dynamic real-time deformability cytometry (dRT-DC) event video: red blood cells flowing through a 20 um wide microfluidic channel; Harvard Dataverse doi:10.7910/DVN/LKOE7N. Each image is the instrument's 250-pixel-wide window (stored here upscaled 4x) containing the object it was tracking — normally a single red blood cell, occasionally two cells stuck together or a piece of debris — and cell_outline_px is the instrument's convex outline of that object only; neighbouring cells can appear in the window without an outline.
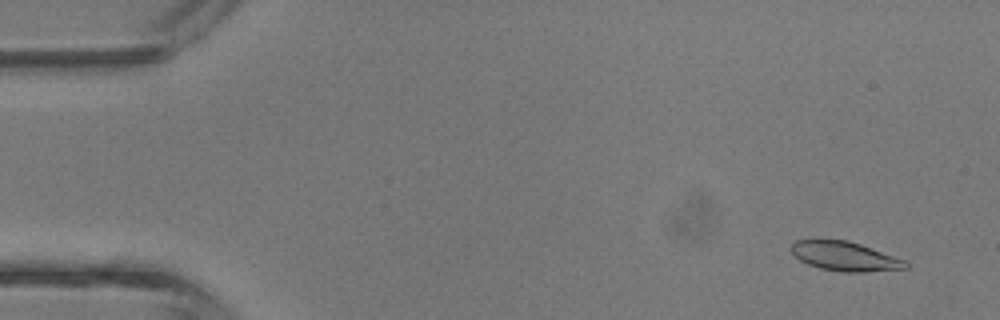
{"species": "common noctule bat (a hibernating species)", "species_latin": "Nyctalus noctula", "temperature_condition": "room temperature", "stored_images_in_passage": 43, "camera_frame_rate_fps": 3000, "um_per_image_px": 0.085, "animal": {"sex": "male", "body_mass_g": 13.3}, "frame": {"image": 1, "passage_image": 3, "time_ms": 0.667, "image_size_px": [1000, 320], "cell_outline_px": [[908, 268], [864, 272], [840, 272], [820, 268], [808, 264], [800, 260], [792, 252], [792, 244], [796, 240], [812, 236], [816, 236], [848, 240], [860, 244], [904, 260], [908, 264]], "centroid_in_image_um": [71.72, 21.73], "position_along_channel_um": 13.3, "area_um2": 20.0}}
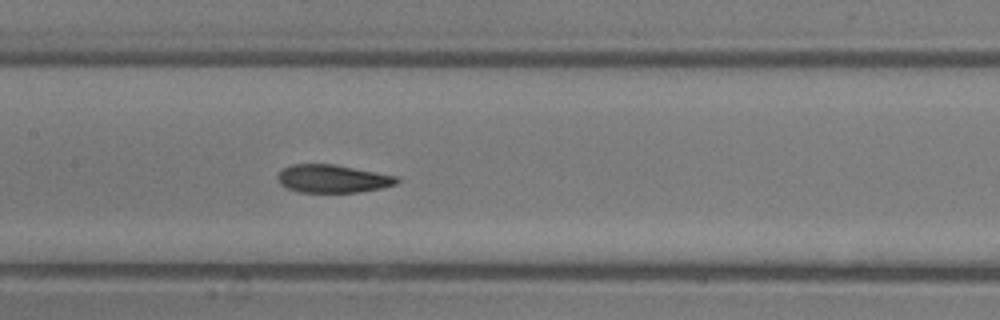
{"frame": {"image": 2, "passage_image": 21, "time_ms": 6.667, "image_size_px": [1000, 320], "cell_outline_px": [[400, 180], [396, 184], [384, 188], [356, 192], [296, 192], [280, 184], [276, 180], [276, 176], [284, 168], [292, 164], [336, 164], [400, 176]], "centroid_in_image_um": [28.31, 15.18], "position_along_channel_um": 179.1, "area_um2": 19.77}}
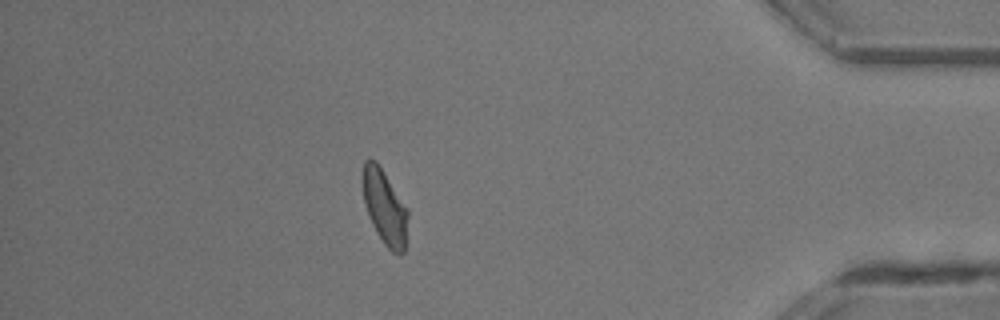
{"frame": {"image": 3, "passage_image": 38, "time_ms": 12.333, "image_size_px": [1000, 320], "cell_outline_px": [[408, 216], [404, 252], [392, 252], [384, 244], [372, 224], [364, 204], [360, 180], [360, 176], [364, 160], [368, 156], [376, 160], [408, 208]], "centroid_in_image_um": [32.65, 17.5], "position_along_channel_um": 402.6, "area_um2": 20.06}, "authors_computed_cell_mechanics": {"area_um2": 19.8832, "velocity_mm_per_s": 4.7556, "shape_relaxation_time_tau1_ms": 6.0983, "shape_relaxation_time_tau2_ms": 0.9075, "deformation_change_tau1": 0.1624, "deformation_change_tau2": 0.0645}}